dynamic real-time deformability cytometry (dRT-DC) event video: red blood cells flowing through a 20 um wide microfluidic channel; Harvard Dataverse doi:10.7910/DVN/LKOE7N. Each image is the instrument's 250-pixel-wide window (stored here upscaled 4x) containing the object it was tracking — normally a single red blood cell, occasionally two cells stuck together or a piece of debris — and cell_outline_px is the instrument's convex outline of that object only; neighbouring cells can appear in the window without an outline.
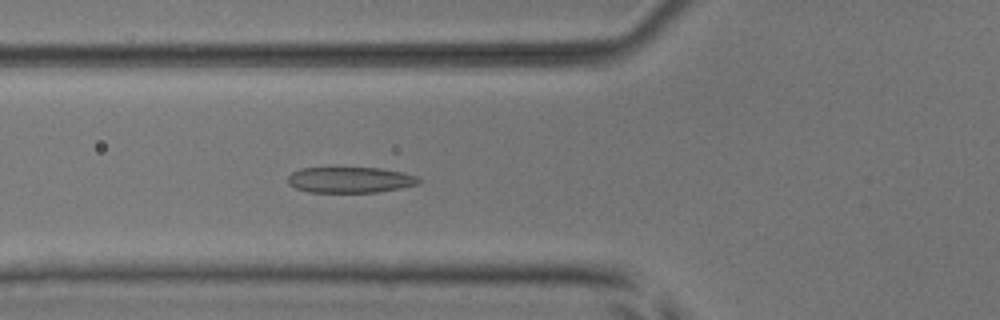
{"species": "common noctule bat (a hibernating species)", "species_latin": "Nyctalus noctula", "temperature_condition": "room temperature", "stored_images_in_passage": 55, "camera_frame_rate_fps": 3000, "um_per_image_px": 0.085, "animal": {"sex": "male", "body_mass_g": 17.9, "forearm_length_mm": 54.2}, "frame": {"image": 1, "passage_image": 21, "time_ms": 6.667, "image_size_px": [1000, 320], "cell_outline_px": [[424, 180], [420, 184], [400, 188], [376, 192], [308, 192], [296, 188], [288, 184], [288, 176], [292, 172], [300, 168], [380, 168], [404, 172], [420, 176]], "centroid_in_image_um": [29.83, 15.28], "position_along_channel_um": 96.0, "area_um2": 19.94}}
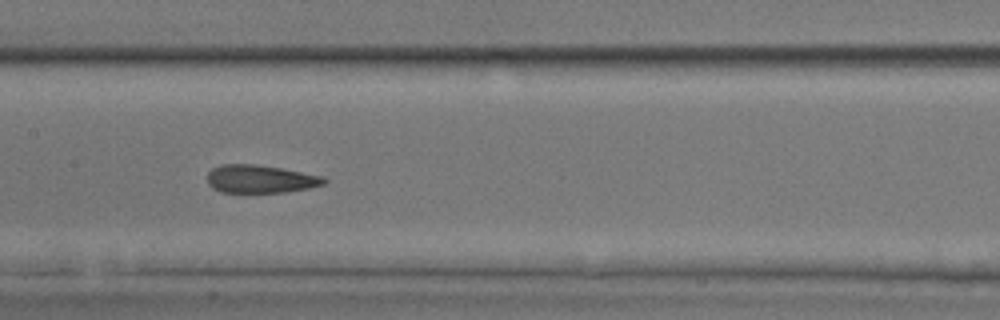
{"frame": {"image": 2, "passage_image": 28, "time_ms": 9.0, "image_size_px": [1000, 320], "cell_outline_px": [[328, 180], [324, 184], [308, 188], [284, 192], [220, 192], [212, 188], [208, 184], [208, 172], [212, 168], [220, 164], [256, 164], [280, 168], [324, 176]], "centroid_in_image_um": [22.11, 15.21], "position_along_channel_um": 185.3, "area_um2": 19.07}}
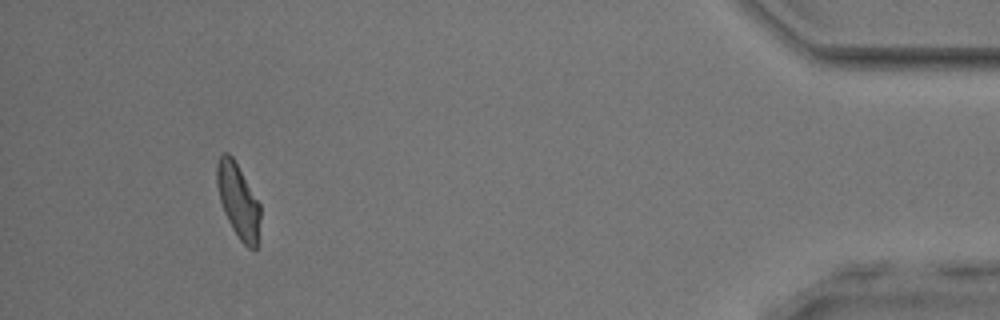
{"frame": {"image": 3, "passage_image": 51, "time_ms": 16.667, "image_size_px": [1000, 320], "cell_outline_px": [[260, 220], [256, 248], [248, 248], [240, 240], [232, 228], [224, 212], [220, 200], [216, 184], [216, 164], [220, 156], [224, 152], [228, 152], [232, 156], [260, 204]], "centroid_in_image_um": [20.23, 17.05], "position_along_channel_um": 415.0, "area_um2": 18.61}, "authors_computed_cell_mechanics": {"area_um2": 19.7098, "velocity_mm_per_s": 3.8312, "shape_relaxation_time_tau1_ms": 4.6944, "shape_relaxation_time_tau2_ms": 1.7386, "deformation_change_tau1": 0.1767, "deformation_change_tau2": 0.1004}}